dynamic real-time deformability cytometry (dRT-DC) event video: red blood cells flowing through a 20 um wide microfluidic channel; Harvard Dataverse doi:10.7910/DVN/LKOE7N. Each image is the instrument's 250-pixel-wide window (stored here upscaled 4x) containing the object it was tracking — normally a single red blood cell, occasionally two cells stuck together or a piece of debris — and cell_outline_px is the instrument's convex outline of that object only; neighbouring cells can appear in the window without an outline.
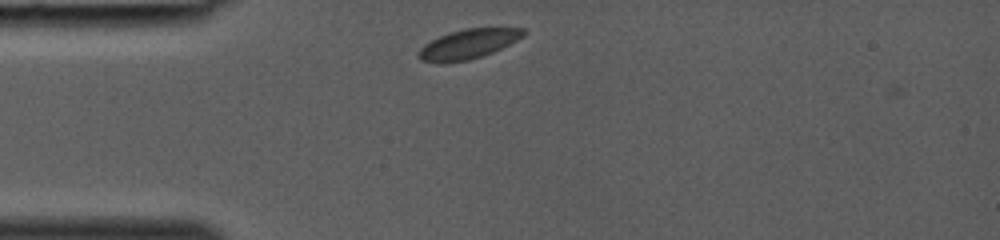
{"species": "common noctule bat (a hibernating species)", "species_latin": "Nyctalus noctula", "temperature_condition": "room temperature", "stored_images_in_passage": 3, "camera_frame_rate_fps": 3000, "um_per_image_px": 0.085, "animal": {"sex": "female", "body_mass_g": 19.0, "forearm_length_mm": 53.3}, "frame": {"image": 1, "passage_image": 1, "time_ms": 0.0, "image_size_px": [1000, 240], "cell_outline_px": [[528, 32], [524, 36], [492, 52], [468, 60], [440, 64], [420, 60], [420, 48], [424, 44], [448, 32], [464, 28], [524, 28]], "centroid_in_image_um": [39.8, 3.74], "position_along_channel_um": 45.2, "area_um2": 17.98}}